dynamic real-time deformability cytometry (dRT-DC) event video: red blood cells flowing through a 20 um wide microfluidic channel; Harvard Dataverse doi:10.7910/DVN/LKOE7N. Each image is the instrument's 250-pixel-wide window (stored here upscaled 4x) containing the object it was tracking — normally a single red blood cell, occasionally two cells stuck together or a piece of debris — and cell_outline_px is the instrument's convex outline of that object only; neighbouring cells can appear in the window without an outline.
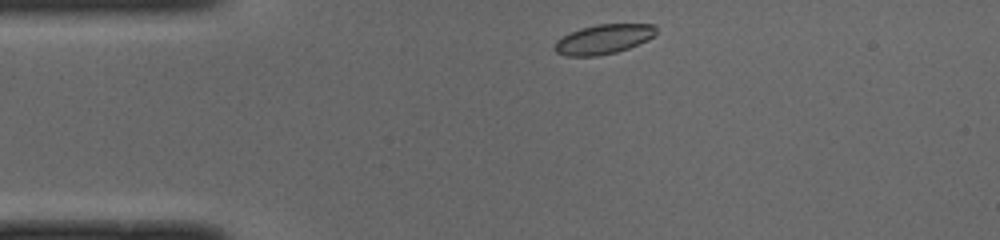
{"species": "common noctule bat (a hibernating species)", "species_latin": "Nyctalus noctula", "temperature_condition": "cold", "stored_images_in_passage": 41, "camera_frame_rate_fps": 3000, "um_per_image_px": 0.085, "animal": {"sex": "male", "body_mass_g": 19.0, "forearm_length_mm": 50.8}, "frame": {"image": 1, "passage_image": 1, "time_ms": 0.0, "image_size_px": [1000, 240], "cell_outline_px": [[656, 32], [648, 40], [628, 48], [616, 52], [596, 56], [564, 56], [556, 52], [552, 48], [556, 40], [580, 28], [596, 24], [652, 24], [656, 28]], "centroid_in_image_um": [51.26, 3.34], "position_along_channel_um": 33.7, "area_um2": 17.46}}
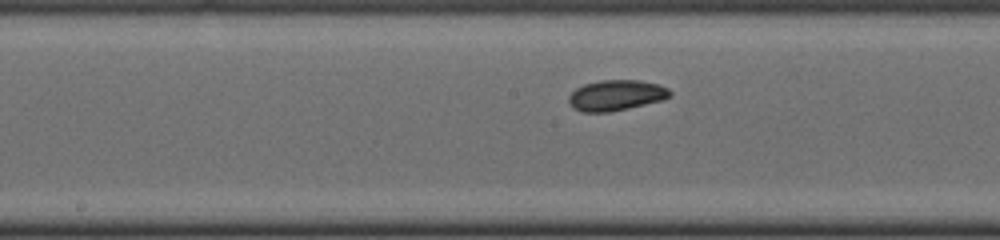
{"frame": {"image": 2, "passage_image": 16, "time_ms": 5.0, "image_size_px": [1000, 240], "cell_outline_px": [[672, 96], [664, 100], [628, 108], [608, 112], [584, 112], [572, 108], [568, 100], [568, 96], [576, 88], [584, 84], [600, 80], [640, 80], [656, 84], [668, 88], [672, 92]], "centroid_in_image_um": [52.37, 8.1], "position_along_channel_um": 195.8, "area_um2": 18.15}}
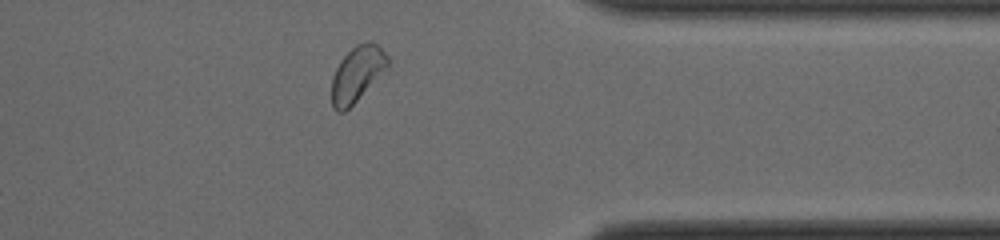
{"frame": {"image": 3, "passage_image": 31, "time_ms": 10.0, "image_size_px": [1000, 240], "cell_outline_px": [[388, 68], [344, 112], [336, 112], [332, 108], [332, 76], [340, 60], [356, 44], [368, 40], [372, 40], [388, 56]], "centroid_in_image_um": [30.34, 6.26], "position_along_channel_um": 381.1, "area_um2": 17.98}, "authors_computed_cell_mechanics": {"area_um2": 18.0336, "velocity_mm_per_s": 3.9466, "shape_relaxation_time_tau1_ms": 3.9876, "shape_relaxation_time_tau2_ms": null, "deformation_change_tau1": 0.0837, "deformation_change_tau2": null}}